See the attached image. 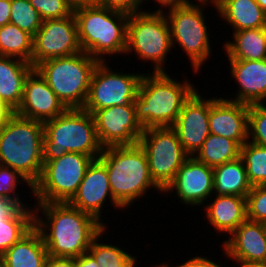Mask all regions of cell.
<instances>
[{"instance_id": "cell-1", "label": "cell", "mask_w": 266, "mask_h": 267, "mask_svg": "<svg viewBox=\"0 0 266 267\" xmlns=\"http://www.w3.org/2000/svg\"><path fill=\"white\" fill-rule=\"evenodd\" d=\"M34 206V226L52 257L77 258L88 252L93 239L105 228L95 217L68 202Z\"/></svg>"}, {"instance_id": "cell-2", "label": "cell", "mask_w": 266, "mask_h": 267, "mask_svg": "<svg viewBox=\"0 0 266 267\" xmlns=\"http://www.w3.org/2000/svg\"><path fill=\"white\" fill-rule=\"evenodd\" d=\"M196 89L188 78L181 82L167 72L144 73L133 102L137 120L144 129L172 127Z\"/></svg>"}, {"instance_id": "cell-3", "label": "cell", "mask_w": 266, "mask_h": 267, "mask_svg": "<svg viewBox=\"0 0 266 267\" xmlns=\"http://www.w3.org/2000/svg\"><path fill=\"white\" fill-rule=\"evenodd\" d=\"M98 159L107 169L114 199L125 210L153 188L163 194L151 178L147 155L139 143L105 147Z\"/></svg>"}, {"instance_id": "cell-4", "label": "cell", "mask_w": 266, "mask_h": 267, "mask_svg": "<svg viewBox=\"0 0 266 267\" xmlns=\"http://www.w3.org/2000/svg\"><path fill=\"white\" fill-rule=\"evenodd\" d=\"M73 13L82 51L99 62L108 61L106 58L114 54H125L129 14L96 4L75 8Z\"/></svg>"}, {"instance_id": "cell-5", "label": "cell", "mask_w": 266, "mask_h": 267, "mask_svg": "<svg viewBox=\"0 0 266 267\" xmlns=\"http://www.w3.org/2000/svg\"><path fill=\"white\" fill-rule=\"evenodd\" d=\"M43 122L13 114L0 129V165L10 167L34 186L43 170Z\"/></svg>"}, {"instance_id": "cell-6", "label": "cell", "mask_w": 266, "mask_h": 267, "mask_svg": "<svg viewBox=\"0 0 266 267\" xmlns=\"http://www.w3.org/2000/svg\"><path fill=\"white\" fill-rule=\"evenodd\" d=\"M43 164L73 152L98 159L100 145L93 115L82 108L67 109L54 119L43 122Z\"/></svg>"}, {"instance_id": "cell-7", "label": "cell", "mask_w": 266, "mask_h": 267, "mask_svg": "<svg viewBox=\"0 0 266 267\" xmlns=\"http://www.w3.org/2000/svg\"><path fill=\"white\" fill-rule=\"evenodd\" d=\"M98 60L81 51L43 61L34 68L68 108H83Z\"/></svg>"}, {"instance_id": "cell-8", "label": "cell", "mask_w": 266, "mask_h": 267, "mask_svg": "<svg viewBox=\"0 0 266 267\" xmlns=\"http://www.w3.org/2000/svg\"><path fill=\"white\" fill-rule=\"evenodd\" d=\"M208 4L216 8L213 2L194 0L186 6L164 12L170 28L172 47L178 45L179 49L182 48L181 51L188 56L195 75L202 70L200 68L207 60L211 59L213 51L206 16L203 13Z\"/></svg>"}, {"instance_id": "cell-9", "label": "cell", "mask_w": 266, "mask_h": 267, "mask_svg": "<svg viewBox=\"0 0 266 267\" xmlns=\"http://www.w3.org/2000/svg\"><path fill=\"white\" fill-rule=\"evenodd\" d=\"M170 28L164 12L143 10L129 14L125 55L136 53V59L153 64V73L165 71L172 50ZM151 61V62H150Z\"/></svg>"}, {"instance_id": "cell-10", "label": "cell", "mask_w": 266, "mask_h": 267, "mask_svg": "<svg viewBox=\"0 0 266 267\" xmlns=\"http://www.w3.org/2000/svg\"><path fill=\"white\" fill-rule=\"evenodd\" d=\"M92 160L85 154L68 152L45 162L41 177L33 186V198L37 203L69 202Z\"/></svg>"}, {"instance_id": "cell-11", "label": "cell", "mask_w": 266, "mask_h": 267, "mask_svg": "<svg viewBox=\"0 0 266 267\" xmlns=\"http://www.w3.org/2000/svg\"><path fill=\"white\" fill-rule=\"evenodd\" d=\"M138 143L147 155L151 178L164 192L189 156L172 127L144 129Z\"/></svg>"}, {"instance_id": "cell-12", "label": "cell", "mask_w": 266, "mask_h": 267, "mask_svg": "<svg viewBox=\"0 0 266 267\" xmlns=\"http://www.w3.org/2000/svg\"><path fill=\"white\" fill-rule=\"evenodd\" d=\"M116 71L106 61L98 62L82 109L93 114L96 110L112 106L134 104L143 73Z\"/></svg>"}, {"instance_id": "cell-13", "label": "cell", "mask_w": 266, "mask_h": 267, "mask_svg": "<svg viewBox=\"0 0 266 267\" xmlns=\"http://www.w3.org/2000/svg\"><path fill=\"white\" fill-rule=\"evenodd\" d=\"M78 28L74 13L68 17L44 20L33 36L31 64L59 57H67L81 52Z\"/></svg>"}, {"instance_id": "cell-14", "label": "cell", "mask_w": 266, "mask_h": 267, "mask_svg": "<svg viewBox=\"0 0 266 267\" xmlns=\"http://www.w3.org/2000/svg\"><path fill=\"white\" fill-rule=\"evenodd\" d=\"M92 115L96 134L103 148L138 144L144 131L136 118L134 104L96 110Z\"/></svg>"}, {"instance_id": "cell-15", "label": "cell", "mask_w": 266, "mask_h": 267, "mask_svg": "<svg viewBox=\"0 0 266 267\" xmlns=\"http://www.w3.org/2000/svg\"><path fill=\"white\" fill-rule=\"evenodd\" d=\"M213 185V168L195 157H188L163 194L168 195L175 191V197L180 199V203L186 204V207H202L209 198L212 201Z\"/></svg>"}, {"instance_id": "cell-16", "label": "cell", "mask_w": 266, "mask_h": 267, "mask_svg": "<svg viewBox=\"0 0 266 267\" xmlns=\"http://www.w3.org/2000/svg\"><path fill=\"white\" fill-rule=\"evenodd\" d=\"M210 98H204L197 89L184 103L172 125L185 153L194 157L210 134Z\"/></svg>"}, {"instance_id": "cell-17", "label": "cell", "mask_w": 266, "mask_h": 267, "mask_svg": "<svg viewBox=\"0 0 266 267\" xmlns=\"http://www.w3.org/2000/svg\"><path fill=\"white\" fill-rule=\"evenodd\" d=\"M107 198L111 201L108 203H111L114 208L124 210L111 193L105 165L99 159H94L88 165L77 192L68 203L95 217L107 227L102 219V208L106 205Z\"/></svg>"}, {"instance_id": "cell-18", "label": "cell", "mask_w": 266, "mask_h": 267, "mask_svg": "<svg viewBox=\"0 0 266 267\" xmlns=\"http://www.w3.org/2000/svg\"><path fill=\"white\" fill-rule=\"evenodd\" d=\"M68 108L34 68L24 84L22 101L15 114L41 122L54 119Z\"/></svg>"}, {"instance_id": "cell-19", "label": "cell", "mask_w": 266, "mask_h": 267, "mask_svg": "<svg viewBox=\"0 0 266 267\" xmlns=\"http://www.w3.org/2000/svg\"><path fill=\"white\" fill-rule=\"evenodd\" d=\"M223 240V254L235 264L266 263V224L247 219Z\"/></svg>"}, {"instance_id": "cell-20", "label": "cell", "mask_w": 266, "mask_h": 267, "mask_svg": "<svg viewBox=\"0 0 266 267\" xmlns=\"http://www.w3.org/2000/svg\"><path fill=\"white\" fill-rule=\"evenodd\" d=\"M248 111L247 104L223 96H210V133L237 141L242 146L248 141Z\"/></svg>"}, {"instance_id": "cell-21", "label": "cell", "mask_w": 266, "mask_h": 267, "mask_svg": "<svg viewBox=\"0 0 266 267\" xmlns=\"http://www.w3.org/2000/svg\"><path fill=\"white\" fill-rule=\"evenodd\" d=\"M231 77L238 85V92L230 101L247 105L266 102V59L228 60Z\"/></svg>"}, {"instance_id": "cell-22", "label": "cell", "mask_w": 266, "mask_h": 267, "mask_svg": "<svg viewBox=\"0 0 266 267\" xmlns=\"http://www.w3.org/2000/svg\"><path fill=\"white\" fill-rule=\"evenodd\" d=\"M213 201L204 204L208 224L216 233L230 235L240 224L247 220L246 197L232 195H212Z\"/></svg>"}, {"instance_id": "cell-23", "label": "cell", "mask_w": 266, "mask_h": 267, "mask_svg": "<svg viewBox=\"0 0 266 267\" xmlns=\"http://www.w3.org/2000/svg\"><path fill=\"white\" fill-rule=\"evenodd\" d=\"M33 69L31 63L22 59L0 56V102L14 112L22 101L25 80Z\"/></svg>"}, {"instance_id": "cell-24", "label": "cell", "mask_w": 266, "mask_h": 267, "mask_svg": "<svg viewBox=\"0 0 266 267\" xmlns=\"http://www.w3.org/2000/svg\"><path fill=\"white\" fill-rule=\"evenodd\" d=\"M215 5L217 16L234 32L266 27V13L255 0H217Z\"/></svg>"}, {"instance_id": "cell-25", "label": "cell", "mask_w": 266, "mask_h": 267, "mask_svg": "<svg viewBox=\"0 0 266 267\" xmlns=\"http://www.w3.org/2000/svg\"><path fill=\"white\" fill-rule=\"evenodd\" d=\"M48 252L40 231L34 226L25 236L8 248L0 260L6 267H45Z\"/></svg>"}, {"instance_id": "cell-26", "label": "cell", "mask_w": 266, "mask_h": 267, "mask_svg": "<svg viewBox=\"0 0 266 267\" xmlns=\"http://www.w3.org/2000/svg\"><path fill=\"white\" fill-rule=\"evenodd\" d=\"M233 41L224 42L227 60L266 59V27L242 29L232 33Z\"/></svg>"}, {"instance_id": "cell-27", "label": "cell", "mask_w": 266, "mask_h": 267, "mask_svg": "<svg viewBox=\"0 0 266 267\" xmlns=\"http://www.w3.org/2000/svg\"><path fill=\"white\" fill-rule=\"evenodd\" d=\"M213 194L247 197L252 189L241 157L213 168Z\"/></svg>"}, {"instance_id": "cell-28", "label": "cell", "mask_w": 266, "mask_h": 267, "mask_svg": "<svg viewBox=\"0 0 266 267\" xmlns=\"http://www.w3.org/2000/svg\"><path fill=\"white\" fill-rule=\"evenodd\" d=\"M241 145L229 138L210 133L195 158L209 167H216L240 157Z\"/></svg>"}, {"instance_id": "cell-29", "label": "cell", "mask_w": 266, "mask_h": 267, "mask_svg": "<svg viewBox=\"0 0 266 267\" xmlns=\"http://www.w3.org/2000/svg\"><path fill=\"white\" fill-rule=\"evenodd\" d=\"M34 227V208L18 207L0 220V256Z\"/></svg>"}, {"instance_id": "cell-30", "label": "cell", "mask_w": 266, "mask_h": 267, "mask_svg": "<svg viewBox=\"0 0 266 267\" xmlns=\"http://www.w3.org/2000/svg\"><path fill=\"white\" fill-rule=\"evenodd\" d=\"M33 36L11 23L0 27V56L14 57L31 63Z\"/></svg>"}, {"instance_id": "cell-31", "label": "cell", "mask_w": 266, "mask_h": 267, "mask_svg": "<svg viewBox=\"0 0 266 267\" xmlns=\"http://www.w3.org/2000/svg\"><path fill=\"white\" fill-rule=\"evenodd\" d=\"M252 186L266 185V147L250 141L241 146V154Z\"/></svg>"}, {"instance_id": "cell-32", "label": "cell", "mask_w": 266, "mask_h": 267, "mask_svg": "<svg viewBox=\"0 0 266 267\" xmlns=\"http://www.w3.org/2000/svg\"><path fill=\"white\" fill-rule=\"evenodd\" d=\"M106 227L93 239L88 252L95 258L99 267H122L133 255L112 243H101ZM101 240V242H100Z\"/></svg>"}, {"instance_id": "cell-33", "label": "cell", "mask_w": 266, "mask_h": 267, "mask_svg": "<svg viewBox=\"0 0 266 267\" xmlns=\"http://www.w3.org/2000/svg\"><path fill=\"white\" fill-rule=\"evenodd\" d=\"M10 23L34 36L43 19L29 0H11Z\"/></svg>"}, {"instance_id": "cell-34", "label": "cell", "mask_w": 266, "mask_h": 267, "mask_svg": "<svg viewBox=\"0 0 266 267\" xmlns=\"http://www.w3.org/2000/svg\"><path fill=\"white\" fill-rule=\"evenodd\" d=\"M19 184L29 186L31 197H33V186L24 176L10 167L0 165V197L12 201L20 208L28 207L29 205L23 203L22 197L16 191L19 190L17 189Z\"/></svg>"}, {"instance_id": "cell-35", "label": "cell", "mask_w": 266, "mask_h": 267, "mask_svg": "<svg viewBox=\"0 0 266 267\" xmlns=\"http://www.w3.org/2000/svg\"><path fill=\"white\" fill-rule=\"evenodd\" d=\"M248 141L266 147V103L249 105Z\"/></svg>"}, {"instance_id": "cell-36", "label": "cell", "mask_w": 266, "mask_h": 267, "mask_svg": "<svg viewBox=\"0 0 266 267\" xmlns=\"http://www.w3.org/2000/svg\"><path fill=\"white\" fill-rule=\"evenodd\" d=\"M246 200L247 219L266 224V185L253 186Z\"/></svg>"}, {"instance_id": "cell-37", "label": "cell", "mask_w": 266, "mask_h": 267, "mask_svg": "<svg viewBox=\"0 0 266 267\" xmlns=\"http://www.w3.org/2000/svg\"><path fill=\"white\" fill-rule=\"evenodd\" d=\"M30 4L39 12L44 20L68 17L73 13V8L66 0H29Z\"/></svg>"}, {"instance_id": "cell-38", "label": "cell", "mask_w": 266, "mask_h": 267, "mask_svg": "<svg viewBox=\"0 0 266 267\" xmlns=\"http://www.w3.org/2000/svg\"><path fill=\"white\" fill-rule=\"evenodd\" d=\"M95 4L103 8L124 12L126 14H134L145 10L142 6V0H96Z\"/></svg>"}, {"instance_id": "cell-39", "label": "cell", "mask_w": 266, "mask_h": 267, "mask_svg": "<svg viewBox=\"0 0 266 267\" xmlns=\"http://www.w3.org/2000/svg\"><path fill=\"white\" fill-rule=\"evenodd\" d=\"M215 261L217 260L213 261L212 258L197 255L193 258L188 259L184 263L181 264L178 263L176 266L168 265V262L166 264L162 262L160 265L156 264V266L157 267H225V265L223 266L222 263L218 264L219 261L218 262Z\"/></svg>"}, {"instance_id": "cell-40", "label": "cell", "mask_w": 266, "mask_h": 267, "mask_svg": "<svg viewBox=\"0 0 266 267\" xmlns=\"http://www.w3.org/2000/svg\"><path fill=\"white\" fill-rule=\"evenodd\" d=\"M151 1V0H142V4L144 6V4H147L146 2ZM154 2H157V4L160 5V8L158 7L157 10L152 11V12H160L163 13V9H174L177 7H183L186 6L190 3H192L193 1L191 0H154Z\"/></svg>"}, {"instance_id": "cell-41", "label": "cell", "mask_w": 266, "mask_h": 267, "mask_svg": "<svg viewBox=\"0 0 266 267\" xmlns=\"http://www.w3.org/2000/svg\"><path fill=\"white\" fill-rule=\"evenodd\" d=\"M45 267H75V258L47 257Z\"/></svg>"}, {"instance_id": "cell-42", "label": "cell", "mask_w": 266, "mask_h": 267, "mask_svg": "<svg viewBox=\"0 0 266 267\" xmlns=\"http://www.w3.org/2000/svg\"><path fill=\"white\" fill-rule=\"evenodd\" d=\"M11 0H0V27L10 23Z\"/></svg>"}, {"instance_id": "cell-43", "label": "cell", "mask_w": 266, "mask_h": 267, "mask_svg": "<svg viewBox=\"0 0 266 267\" xmlns=\"http://www.w3.org/2000/svg\"><path fill=\"white\" fill-rule=\"evenodd\" d=\"M17 208L12 201L0 197V220L9 217Z\"/></svg>"}, {"instance_id": "cell-44", "label": "cell", "mask_w": 266, "mask_h": 267, "mask_svg": "<svg viewBox=\"0 0 266 267\" xmlns=\"http://www.w3.org/2000/svg\"><path fill=\"white\" fill-rule=\"evenodd\" d=\"M75 267H99L95 258L89 253H83L75 258Z\"/></svg>"}, {"instance_id": "cell-45", "label": "cell", "mask_w": 266, "mask_h": 267, "mask_svg": "<svg viewBox=\"0 0 266 267\" xmlns=\"http://www.w3.org/2000/svg\"><path fill=\"white\" fill-rule=\"evenodd\" d=\"M14 114L10 108H0V129L7 123L8 119Z\"/></svg>"}, {"instance_id": "cell-46", "label": "cell", "mask_w": 266, "mask_h": 267, "mask_svg": "<svg viewBox=\"0 0 266 267\" xmlns=\"http://www.w3.org/2000/svg\"><path fill=\"white\" fill-rule=\"evenodd\" d=\"M66 2L73 8H78L81 6L94 5L96 0H66Z\"/></svg>"}, {"instance_id": "cell-47", "label": "cell", "mask_w": 266, "mask_h": 267, "mask_svg": "<svg viewBox=\"0 0 266 267\" xmlns=\"http://www.w3.org/2000/svg\"><path fill=\"white\" fill-rule=\"evenodd\" d=\"M239 267H266V263H245V262H237ZM237 266V267H238Z\"/></svg>"}, {"instance_id": "cell-48", "label": "cell", "mask_w": 266, "mask_h": 267, "mask_svg": "<svg viewBox=\"0 0 266 267\" xmlns=\"http://www.w3.org/2000/svg\"><path fill=\"white\" fill-rule=\"evenodd\" d=\"M137 259L135 256H132L122 267H135L137 266Z\"/></svg>"}, {"instance_id": "cell-49", "label": "cell", "mask_w": 266, "mask_h": 267, "mask_svg": "<svg viewBox=\"0 0 266 267\" xmlns=\"http://www.w3.org/2000/svg\"><path fill=\"white\" fill-rule=\"evenodd\" d=\"M262 10L266 13V0H255Z\"/></svg>"}, {"instance_id": "cell-50", "label": "cell", "mask_w": 266, "mask_h": 267, "mask_svg": "<svg viewBox=\"0 0 266 267\" xmlns=\"http://www.w3.org/2000/svg\"><path fill=\"white\" fill-rule=\"evenodd\" d=\"M0 108H9L6 104L0 102Z\"/></svg>"}, {"instance_id": "cell-51", "label": "cell", "mask_w": 266, "mask_h": 267, "mask_svg": "<svg viewBox=\"0 0 266 267\" xmlns=\"http://www.w3.org/2000/svg\"><path fill=\"white\" fill-rule=\"evenodd\" d=\"M196 1H210V2H213V3L216 2V0H196Z\"/></svg>"}, {"instance_id": "cell-52", "label": "cell", "mask_w": 266, "mask_h": 267, "mask_svg": "<svg viewBox=\"0 0 266 267\" xmlns=\"http://www.w3.org/2000/svg\"><path fill=\"white\" fill-rule=\"evenodd\" d=\"M0 267H6V265L0 260Z\"/></svg>"}]
</instances>
